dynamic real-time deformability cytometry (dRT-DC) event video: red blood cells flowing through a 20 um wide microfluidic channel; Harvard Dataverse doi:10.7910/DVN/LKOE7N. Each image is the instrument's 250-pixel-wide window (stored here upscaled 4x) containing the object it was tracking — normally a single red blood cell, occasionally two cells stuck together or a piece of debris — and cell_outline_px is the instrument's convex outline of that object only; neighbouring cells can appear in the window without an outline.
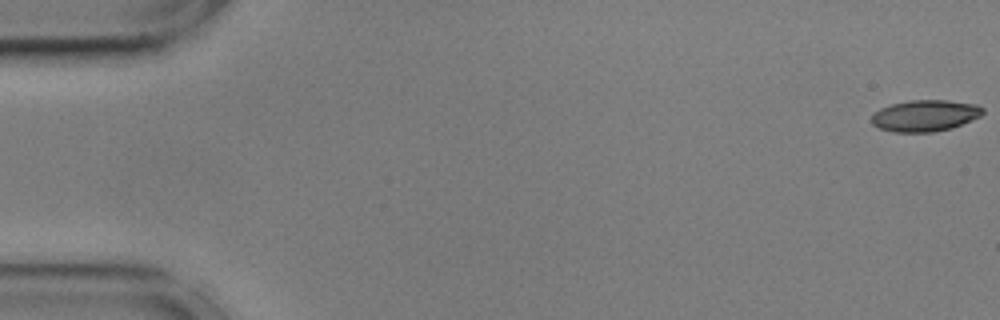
{"species": "common noctule bat (a hibernating species)", "species_latin": "Nyctalus noctula", "temperature_condition": "cold", "stored_images_in_passage": 9, "camera_frame_rate_fps": 3000, "um_per_image_px": 0.085, "animal": {"sex": "male", "body_mass_g": 17.9, "forearm_length_mm": 54.2}, "frame": {"image": 1, "passage_image": 1, "time_ms": 0.0, "image_size_px": [1000, 320], "cell_outline_px": [[984, 112], [980, 116], [952, 128], [932, 132], [892, 132], [880, 128], [872, 124], [872, 116], [880, 108], [892, 104], [908, 100], [948, 100], [976, 104], [984, 108]], "centroid_in_image_um": [78.64, 9.82], "position_along_channel_um": 6.4, "area_um2": 20.35}}